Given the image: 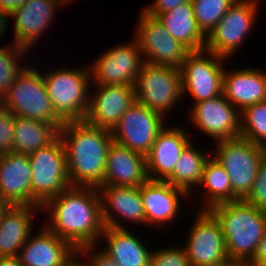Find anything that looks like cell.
<instances>
[{
  "label": "cell",
  "mask_w": 266,
  "mask_h": 266,
  "mask_svg": "<svg viewBox=\"0 0 266 266\" xmlns=\"http://www.w3.org/2000/svg\"><path fill=\"white\" fill-rule=\"evenodd\" d=\"M41 210L49 214L44 225L77 251L99 244L105 226L97 187L72 186L50 198Z\"/></svg>",
  "instance_id": "obj_1"
},
{
  "label": "cell",
  "mask_w": 266,
  "mask_h": 266,
  "mask_svg": "<svg viewBox=\"0 0 266 266\" xmlns=\"http://www.w3.org/2000/svg\"><path fill=\"white\" fill-rule=\"evenodd\" d=\"M59 137L65 147L71 185H102L108 150L113 142L111 131L84 121L65 122L59 130Z\"/></svg>",
  "instance_id": "obj_2"
},
{
  "label": "cell",
  "mask_w": 266,
  "mask_h": 266,
  "mask_svg": "<svg viewBox=\"0 0 266 266\" xmlns=\"http://www.w3.org/2000/svg\"><path fill=\"white\" fill-rule=\"evenodd\" d=\"M209 211L221 225L228 258L245 266L266 232V211L244 199L214 205Z\"/></svg>",
  "instance_id": "obj_3"
},
{
  "label": "cell",
  "mask_w": 266,
  "mask_h": 266,
  "mask_svg": "<svg viewBox=\"0 0 266 266\" xmlns=\"http://www.w3.org/2000/svg\"><path fill=\"white\" fill-rule=\"evenodd\" d=\"M69 67L42 74L54 111L64 123L84 121L92 86L89 67Z\"/></svg>",
  "instance_id": "obj_4"
},
{
  "label": "cell",
  "mask_w": 266,
  "mask_h": 266,
  "mask_svg": "<svg viewBox=\"0 0 266 266\" xmlns=\"http://www.w3.org/2000/svg\"><path fill=\"white\" fill-rule=\"evenodd\" d=\"M26 66L14 79L1 104L14 116L54 123L59 129L64 122L57 116L47 94L41 72Z\"/></svg>",
  "instance_id": "obj_5"
},
{
  "label": "cell",
  "mask_w": 266,
  "mask_h": 266,
  "mask_svg": "<svg viewBox=\"0 0 266 266\" xmlns=\"http://www.w3.org/2000/svg\"><path fill=\"white\" fill-rule=\"evenodd\" d=\"M212 157L223 166L232 185V201L244 199L254 184L266 148L242 137L215 142Z\"/></svg>",
  "instance_id": "obj_6"
},
{
  "label": "cell",
  "mask_w": 266,
  "mask_h": 266,
  "mask_svg": "<svg viewBox=\"0 0 266 266\" xmlns=\"http://www.w3.org/2000/svg\"><path fill=\"white\" fill-rule=\"evenodd\" d=\"M28 159L32 171L31 206L42 207L50 198L72 187L66 151L60 137L49 146L28 155Z\"/></svg>",
  "instance_id": "obj_7"
},
{
  "label": "cell",
  "mask_w": 266,
  "mask_h": 266,
  "mask_svg": "<svg viewBox=\"0 0 266 266\" xmlns=\"http://www.w3.org/2000/svg\"><path fill=\"white\" fill-rule=\"evenodd\" d=\"M134 87L136 101L164 117L184 99L181 71L174 66L144 62Z\"/></svg>",
  "instance_id": "obj_8"
},
{
  "label": "cell",
  "mask_w": 266,
  "mask_h": 266,
  "mask_svg": "<svg viewBox=\"0 0 266 266\" xmlns=\"http://www.w3.org/2000/svg\"><path fill=\"white\" fill-rule=\"evenodd\" d=\"M260 2L237 0L206 37L204 49L228 60L234 56L253 30Z\"/></svg>",
  "instance_id": "obj_9"
},
{
  "label": "cell",
  "mask_w": 266,
  "mask_h": 266,
  "mask_svg": "<svg viewBox=\"0 0 266 266\" xmlns=\"http://www.w3.org/2000/svg\"><path fill=\"white\" fill-rule=\"evenodd\" d=\"M223 62L228 60L206 49L191 51L179 68L183 97L188 93L198 103L222 95Z\"/></svg>",
  "instance_id": "obj_10"
},
{
  "label": "cell",
  "mask_w": 266,
  "mask_h": 266,
  "mask_svg": "<svg viewBox=\"0 0 266 266\" xmlns=\"http://www.w3.org/2000/svg\"><path fill=\"white\" fill-rule=\"evenodd\" d=\"M130 41L108 48L90 63L91 85H135L144 58L137 40Z\"/></svg>",
  "instance_id": "obj_11"
},
{
  "label": "cell",
  "mask_w": 266,
  "mask_h": 266,
  "mask_svg": "<svg viewBox=\"0 0 266 266\" xmlns=\"http://www.w3.org/2000/svg\"><path fill=\"white\" fill-rule=\"evenodd\" d=\"M139 16L133 37L142 51L144 62L180 68L191 51L174 39L157 18L142 11Z\"/></svg>",
  "instance_id": "obj_12"
},
{
  "label": "cell",
  "mask_w": 266,
  "mask_h": 266,
  "mask_svg": "<svg viewBox=\"0 0 266 266\" xmlns=\"http://www.w3.org/2000/svg\"><path fill=\"white\" fill-rule=\"evenodd\" d=\"M164 122L162 114L135 101L111 131L113 141L146 156Z\"/></svg>",
  "instance_id": "obj_13"
},
{
  "label": "cell",
  "mask_w": 266,
  "mask_h": 266,
  "mask_svg": "<svg viewBox=\"0 0 266 266\" xmlns=\"http://www.w3.org/2000/svg\"><path fill=\"white\" fill-rule=\"evenodd\" d=\"M199 211V212H198ZM183 246L190 266L211 265L228 260L219 221L209 210H198Z\"/></svg>",
  "instance_id": "obj_14"
},
{
  "label": "cell",
  "mask_w": 266,
  "mask_h": 266,
  "mask_svg": "<svg viewBox=\"0 0 266 266\" xmlns=\"http://www.w3.org/2000/svg\"><path fill=\"white\" fill-rule=\"evenodd\" d=\"M189 109L188 120L215 142L240 137L241 113L223 94L192 103Z\"/></svg>",
  "instance_id": "obj_15"
},
{
  "label": "cell",
  "mask_w": 266,
  "mask_h": 266,
  "mask_svg": "<svg viewBox=\"0 0 266 266\" xmlns=\"http://www.w3.org/2000/svg\"><path fill=\"white\" fill-rule=\"evenodd\" d=\"M96 86V87H95ZM84 119L89 125L112 131L136 101L133 85H94ZM94 95V96H93Z\"/></svg>",
  "instance_id": "obj_16"
},
{
  "label": "cell",
  "mask_w": 266,
  "mask_h": 266,
  "mask_svg": "<svg viewBox=\"0 0 266 266\" xmlns=\"http://www.w3.org/2000/svg\"><path fill=\"white\" fill-rule=\"evenodd\" d=\"M60 5L65 6L61 0H28L12 12L10 14L14 20V42L12 41V44L28 52L33 49L32 46L36 47L45 29L48 31L51 27L55 11Z\"/></svg>",
  "instance_id": "obj_17"
},
{
  "label": "cell",
  "mask_w": 266,
  "mask_h": 266,
  "mask_svg": "<svg viewBox=\"0 0 266 266\" xmlns=\"http://www.w3.org/2000/svg\"><path fill=\"white\" fill-rule=\"evenodd\" d=\"M97 190L100 196L101 216L105 227L126 228L122 224L124 219L127 222L146 226V215L141 200L140 187L99 186ZM118 217H121V219H118Z\"/></svg>",
  "instance_id": "obj_18"
},
{
  "label": "cell",
  "mask_w": 266,
  "mask_h": 266,
  "mask_svg": "<svg viewBox=\"0 0 266 266\" xmlns=\"http://www.w3.org/2000/svg\"><path fill=\"white\" fill-rule=\"evenodd\" d=\"M140 194L146 215V225L155 229L163 228L172 221L174 223L181 211L182 196L185 200L190 198L186 191L174 187L167 181L150 179L140 186Z\"/></svg>",
  "instance_id": "obj_19"
},
{
  "label": "cell",
  "mask_w": 266,
  "mask_h": 266,
  "mask_svg": "<svg viewBox=\"0 0 266 266\" xmlns=\"http://www.w3.org/2000/svg\"><path fill=\"white\" fill-rule=\"evenodd\" d=\"M183 126L164 127L145 156L150 180L165 181L174 171L184 149L191 143L190 134Z\"/></svg>",
  "instance_id": "obj_20"
},
{
  "label": "cell",
  "mask_w": 266,
  "mask_h": 266,
  "mask_svg": "<svg viewBox=\"0 0 266 266\" xmlns=\"http://www.w3.org/2000/svg\"><path fill=\"white\" fill-rule=\"evenodd\" d=\"M32 232L20 249L18 258L23 266H65L77 254L66 240L58 237L44 223ZM34 233V234H33Z\"/></svg>",
  "instance_id": "obj_21"
},
{
  "label": "cell",
  "mask_w": 266,
  "mask_h": 266,
  "mask_svg": "<svg viewBox=\"0 0 266 266\" xmlns=\"http://www.w3.org/2000/svg\"><path fill=\"white\" fill-rule=\"evenodd\" d=\"M148 179L145 156L113 141L100 186L140 187Z\"/></svg>",
  "instance_id": "obj_22"
},
{
  "label": "cell",
  "mask_w": 266,
  "mask_h": 266,
  "mask_svg": "<svg viewBox=\"0 0 266 266\" xmlns=\"http://www.w3.org/2000/svg\"><path fill=\"white\" fill-rule=\"evenodd\" d=\"M31 177L28 155L13 151L0 155V196L10 205L31 206Z\"/></svg>",
  "instance_id": "obj_23"
},
{
  "label": "cell",
  "mask_w": 266,
  "mask_h": 266,
  "mask_svg": "<svg viewBox=\"0 0 266 266\" xmlns=\"http://www.w3.org/2000/svg\"><path fill=\"white\" fill-rule=\"evenodd\" d=\"M223 96L240 112L247 106L266 101V72L257 68H243L223 74Z\"/></svg>",
  "instance_id": "obj_24"
},
{
  "label": "cell",
  "mask_w": 266,
  "mask_h": 266,
  "mask_svg": "<svg viewBox=\"0 0 266 266\" xmlns=\"http://www.w3.org/2000/svg\"><path fill=\"white\" fill-rule=\"evenodd\" d=\"M41 207L10 205L0 221V257L18 256L33 232V218Z\"/></svg>",
  "instance_id": "obj_25"
},
{
  "label": "cell",
  "mask_w": 266,
  "mask_h": 266,
  "mask_svg": "<svg viewBox=\"0 0 266 266\" xmlns=\"http://www.w3.org/2000/svg\"><path fill=\"white\" fill-rule=\"evenodd\" d=\"M128 230L105 227L100 237L107 243L103 250L119 266H149L152 250Z\"/></svg>",
  "instance_id": "obj_26"
},
{
  "label": "cell",
  "mask_w": 266,
  "mask_h": 266,
  "mask_svg": "<svg viewBox=\"0 0 266 266\" xmlns=\"http://www.w3.org/2000/svg\"><path fill=\"white\" fill-rule=\"evenodd\" d=\"M156 18L174 39L190 51L205 48L206 37L197 26L192 3L179 5L173 10L160 13Z\"/></svg>",
  "instance_id": "obj_27"
},
{
  "label": "cell",
  "mask_w": 266,
  "mask_h": 266,
  "mask_svg": "<svg viewBox=\"0 0 266 266\" xmlns=\"http://www.w3.org/2000/svg\"><path fill=\"white\" fill-rule=\"evenodd\" d=\"M59 130L51 122L15 116L13 152L30 155L47 147L59 137Z\"/></svg>",
  "instance_id": "obj_28"
},
{
  "label": "cell",
  "mask_w": 266,
  "mask_h": 266,
  "mask_svg": "<svg viewBox=\"0 0 266 266\" xmlns=\"http://www.w3.org/2000/svg\"><path fill=\"white\" fill-rule=\"evenodd\" d=\"M206 153L195 148L191 142L182 152L173 173L165 181L174 187L183 189L192 198L194 187L198 189L205 163L211 156V153L210 155L209 152Z\"/></svg>",
  "instance_id": "obj_29"
},
{
  "label": "cell",
  "mask_w": 266,
  "mask_h": 266,
  "mask_svg": "<svg viewBox=\"0 0 266 266\" xmlns=\"http://www.w3.org/2000/svg\"><path fill=\"white\" fill-rule=\"evenodd\" d=\"M198 187L204 188L200 210H209L212 206L232 201V185L223 166L212 156L207 160Z\"/></svg>",
  "instance_id": "obj_30"
},
{
  "label": "cell",
  "mask_w": 266,
  "mask_h": 266,
  "mask_svg": "<svg viewBox=\"0 0 266 266\" xmlns=\"http://www.w3.org/2000/svg\"><path fill=\"white\" fill-rule=\"evenodd\" d=\"M240 113V137L266 148V101L247 106Z\"/></svg>",
  "instance_id": "obj_31"
},
{
  "label": "cell",
  "mask_w": 266,
  "mask_h": 266,
  "mask_svg": "<svg viewBox=\"0 0 266 266\" xmlns=\"http://www.w3.org/2000/svg\"><path fill=\"white\" fill-rule=\"evenodd\" d=\"M237 0H192L198 28L207 37Z\"/></svg>",
  "instance_id": "obj_32"
},
{
  "label": "cell",
  "mask_w": 266,
  "mask_h": 266,
  "mask_svg": "<svg viewBox=\"0 0 266 266\" xmlns=\"http://www.w3.org/2000/svg\"><path fill=\"white\" fill-rule=\"evenodd\" d=\"M26 53L28 54L27 50L17 47L11 42L0 47V103L8 94L14 79L24 69L25 66H22L24 64H21L20 60L27 56Z\"/></svg>",
  "instance_id": "obj_33"
},
{
  "label": "cell",
  "mask_w": 266,
  "mask_h": 266,
  "mask_svg": "<svg viewBox=\"0 0 266 266\" xmlns=\"http://www.w3.org/2000/svg\"><path fill=\"white\" fill-rule=\"evenodd\" d=\"M149 266H190L189 259L183 246H168L153 249Z\"/></svg>",
  "instance_id": "obj_34"
},
{
  "label": "cell",
  "mask_w": 266,
  "mask_h": 266,
  "mask_svg": "<svg viewBox=\"0 0 266 266\" xmlns=\"http://www.w3.org/2000/svg\"><path fill=\"white\" fill-rule=\"evenodd\" d=\"M244 200L257 209L266 211V153L260 161L258 172L251 191Z\"/></svg>",
  "instance_id": "obj_35"
},
{
  "label": "cell",
  "mask_w": 266,
  "mask_h": 266,
  "mask_svg": "<svg viewBox=\"0 0 266 266\" xmlns=\"http://www.w3.org/2000/svg\"><path fill=\"white\" fill-rule=\"evenodd\" d=\"M15 116L0 103V155L13 151Z\"/></svg>",
  "instance_id": "obj_36"
},
{
  "label": "cell",
  "mask_w": 266,
  "mask_h": 266,
  "mask_svg": "<svg viewBox=\"0 0 266 266\" xmlns=\"http://www.w3.org/2000/svg\"><path fill=\"white\" fill-rule=\"evenodd\" d=\"M78 253L84 259L87 257L89 266H119L104 250H99L98 244L85 246Z\"/></svg>",
  "instance_id": "obj_37"
},
{
  "label": "cell",
  "mask_w": 266,
  "mask_h": 266,
  "mask_svg": "<svg viewBox=\"0 0 266 266\" xmlns=\"http://www.w3.org/2000/svg\"><path fill=\"white\" fill-rule=\"evenodd\" d=\"M185 3H192V0H154L152 5L150 4L148 7H143L144 9L141 11L156 18L160 13L173 10Z\"/></svg>",
  "instance_id": "obj_38"
},
{
  "label": "cell",
  "mask_w": 266,
  "mask_h": 266,
  "mask_svg": "<svg viewBox=\"0 0 266 266\" xmlns=\"http://www.w3.org/2000/svg\"><path fill=\"white\" fill-rule=\"evenodd\" d=\"M245 266H266V232L259 242L253 258Z\"/></svg>",
  "instance_id": "obj_39"
},
{
  "label": "cell",
  "mask_w": 266,
  "mask_h": 266,
  "mask_svg": "<svg viewBox=\"0 0 266 266\" xmlns=\"http://www.w3.org/2000/svg\"><path fill=\"white\" fill-rule=\"evenodd\" d=\"M28 0H0V8L7 11L9 14L16 11L24 5Z\"/></svg>",
  "instance_id": "obj_40"
},
{
  "label": "cell",
  "mask_w": 266,
  "mask_h": 266,
  "mask_svg": "<svg viewBox=\"0 0 266 266\" xmlns=\"http://www.w3.org/2000/svg\"><path fill=\"white\" fill-rule=\"evenodd\" d=\"M8 17L10 19V14L4 9L0 8V40L5 37V31L7 30L9 25Z\"/></svg>",
  "instance_id": "obj_41"
},
{
  "label": "cell",
  "mask_w": 266,
  "mask_h": 266,
  "mask_svg": "<svg viewBox=\"0 0 266 266\" xmlns=\"http://www.w3.org/2000/svg\"><path fill=\"white\" fill-rule=\"evenodd\" d=\"M0 266H23L18 256L0 257Z\"/></svg>",
  "instance_id": "obj_42"
},
{
  "label": "cell",
  "mask_w": 266,
  "mask_h": 266,
  "mask_svg": "<svg viewBox=\"0 0 266 266\" xmlns=\"http://www.w3.org/2000/svg\"><path fill=\"white\" fill-rule=\"evenodd\" d=\"M81 259V255L77 252V254H75V256L65 266H89L87 261H84V258L82 260Z\"/></svg>",
  "instance_id": "obj_43"
},
{
  "label": "cell",
  "mask_w": 266,
  "mask_h": 266,
  "mask_svg": "<svg viewBox=\"0 0 266 266\" xmlns=\"http://www.w3.org/2000/svg\"><path fill=\"white\" fill-rule=\"evenodd\" d=\"M203 266H242V265L234 260L228 259L224 262H219V263L211 264V265H203Z\"/></svg>",
  "instance_id": "obj_44"
},
{
  "label": "cell",
  "mask_w": 266,
  "mask_h": 266,
  "mask_svg": "<svg viewBox=\"0 0 266 266\" xmlns=\"http://www.w3.org/2000/svg\"><path fill=\"white\" fill-rule=\"evenodd\" d=\"M10 206V204L5 201L4 199L1 198L0 196V208H8Z\"/></svg>",
  "instance_id": "obj_45"
},
{
  "label": "cell",
  "mask_w": 266,
  "mask_h": 266,
  "mask_svg": "<svg viewBox=\"0 0 266 266\" xmlns=\"http://www.w3.org/2000/svg\"><path fill=\"white\" fill-rule=\"evenodd\" d=\"M7 210V208H0V221L2 218L3 213Z\"/></svg>",
  "instance_id": "obj_46"
},
{
  "label": "cell",
  "mask_w": 266,
  "mask_h": 266,
  "mask_svg": "<svg viewBox=\"0 0 266 266\" xmlns=\"http://www.w3.org/2000/svg\"><path fill=\"white\" fill-rule=\"evenodd\" d=\"M73 0H63V4H68L69 5V2H72Z\"/></svg>",
  "instance_id": "obj_47"
}]
</instances>
